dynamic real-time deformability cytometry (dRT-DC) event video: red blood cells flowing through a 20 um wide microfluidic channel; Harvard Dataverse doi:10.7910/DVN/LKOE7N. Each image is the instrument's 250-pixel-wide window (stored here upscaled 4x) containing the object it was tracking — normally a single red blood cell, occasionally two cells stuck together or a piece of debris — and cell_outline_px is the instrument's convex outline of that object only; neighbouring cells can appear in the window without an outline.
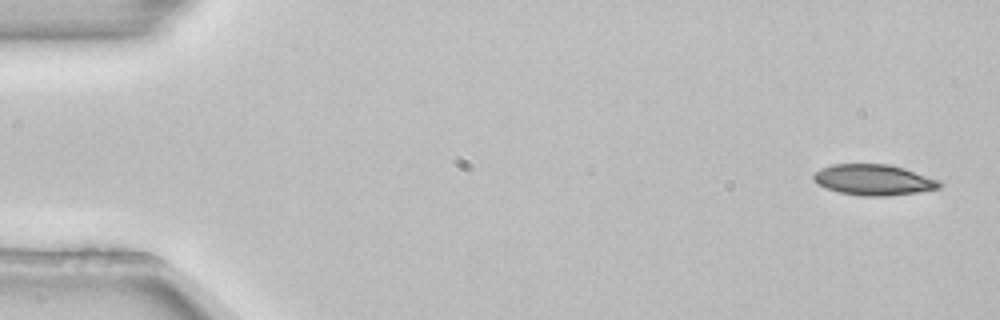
{"species": "common noctule bat (a hibernating species)", "species_latin": "Nyctalus noctula", "temperature_condition": "room temperature", "stored_images_in_passage": 5, "segment_of_instrument_passage": [1, 2], "camera_frame_rate_fps": 3000, "um_per_image_px": 0.085, "animal": {"sex": "female", "body_mass_g": 22.7, "forearm_length_mm": 54.2}, "frame": {"image": 1, "passage_image": 1, "time_ms": 0.0, "image_size_px": [1000, 320], "cell_outline_px": [[944, 184], [940, 188], [916, 192], [884, 196], [860, 196], [840, 192], [824, 188], [816, 184], [812, 180], [812, 176], [820, 168], [832, 164], [888, 164], [904, 168], [940, 180]], "centroid_in_image_um": [74.23, 15.28], "position_along_channel_um": 10.8, "area_um2": 22.77}}
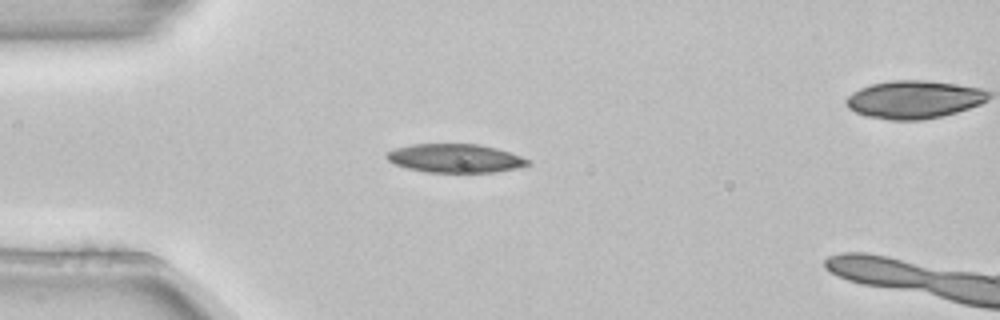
{"frame": {"image": 2, "passage_image": 4, "time_ms": 1.0, "image_size_px": [1000, 320], "cell_outline_px": [[532, 164], [516, 168], [496, 172], [428, 172], [408, 168], [396, 164], [388, 160], [384, 156], [388, 152], [396, 148], [412, 144], [480, 144], [496, 148], [532, 160]], "centroid_in_image_um": [38.72, 13.45], "position_along_channel_um": 46.3, "area_um2": 23.47}}